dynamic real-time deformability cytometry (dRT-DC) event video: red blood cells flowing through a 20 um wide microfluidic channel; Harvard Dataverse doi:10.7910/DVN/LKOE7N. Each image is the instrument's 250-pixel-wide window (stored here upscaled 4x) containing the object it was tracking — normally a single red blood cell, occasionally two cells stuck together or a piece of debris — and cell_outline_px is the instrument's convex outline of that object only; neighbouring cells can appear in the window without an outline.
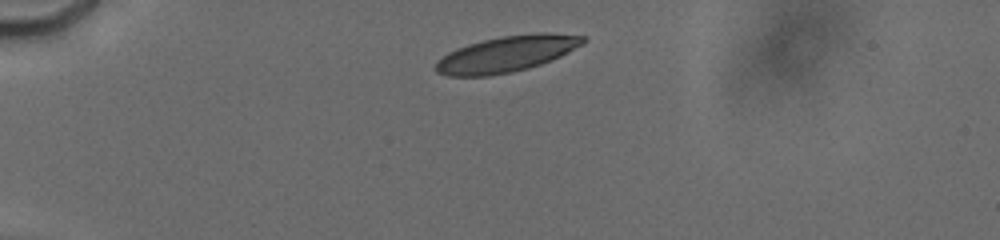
{"species": "human", "species_latin": "Homo sapiens", "temperature_condition": "cold", "stored_images_in_passage": 21, "camera_frame_rate_fps": 3000, "um_per_image_px": 0.085, "donor": {"sex": "male"}, "frame": {"image": 1, "passage_image": 4, "time_ms": 1.0, "image_size_px": [1000, 240], "cell_outline_px": [[588, 40], [584, 44], [552, 60], [528, 68], [512, 72], [488, 76], [448, 76], [436, 72], [432, 68], [436, 60], [448, 52], [456, 48], [468, 44], [500, 36], [536, 32], [552, 32], [588, 36]], "centroid_in_image_um": [43.07, 4.57], "position_along_channel_um": 41.9, "area_um2": 31.44}}
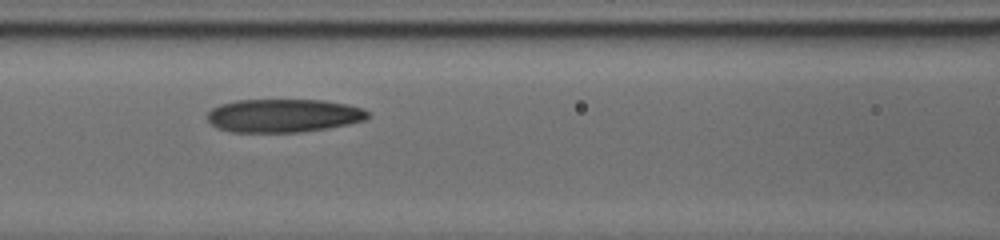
{"frame": {"image": 2, "passage_image": 15, "time_ms": 5.0, "image_size_px": [1000, 240], "cell_outline_px": [[368, 116], [364, 120], [348, 124], [328, 128], [300, 132], [232, 132], [216, 128], [208, 120], [208, 112], [212, 108], [220, 104], [236, 100], [324, 100], [348, 104], [360, 108], [368, 112]], "centroid_in_image_um": [24.07, 9.82], "position_along_channel_um": 142.5, "area_um2": 31.15}}
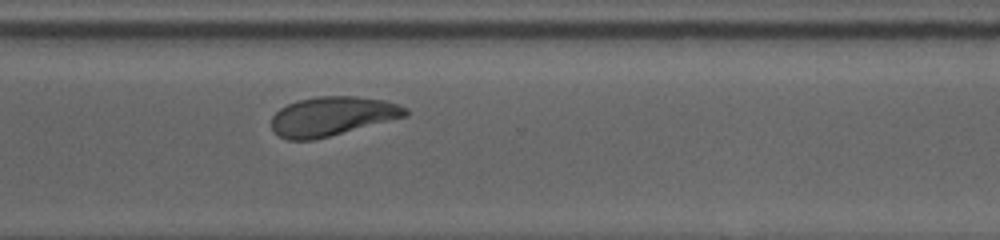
{"frame": {"image": 3, "passage_image": 21, "time_ms": 10.333, "image_size_px": [1000, 240], "cell_outline_px": [[408, 116], [312, 140], [288, 140], [280, 136], [272, 128], [272, 116], [280, 108], [296, 100], [316, 96], [356, 96], [384, 100], [408, 108]], "centroid_in_image_um": [28.23, 9.86], "position_along_channel_um": 342.4, "area_um2": 30.4}}